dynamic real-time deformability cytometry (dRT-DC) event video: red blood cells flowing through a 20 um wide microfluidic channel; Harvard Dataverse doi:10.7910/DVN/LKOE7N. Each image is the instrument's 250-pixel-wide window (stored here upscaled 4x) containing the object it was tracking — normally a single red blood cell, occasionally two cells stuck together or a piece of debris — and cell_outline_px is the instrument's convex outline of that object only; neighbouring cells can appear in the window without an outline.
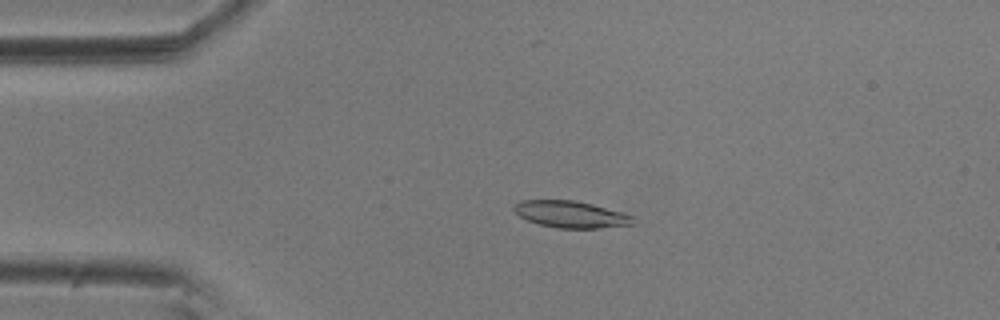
{"species": "common noctule bat (a hibernating species)", "species_latin": "Nyctalus noctula", "temperature_condition": "room temperature", "stored_images_in_passage": 56, "camera_frame_rate_fps": 3000, "um_per_image_px": 0.085, "animal": {"sex": "male", "body_mass_g": 20.5, "forearm_length_mm": 52.5}, "frame": {"image": 1, "passage_image": 12, "time_ms": 3.667, "image_size_px": [1000, 320], "cell_outline_px": [[636, 224], [600, 228], [556, 228], [540, 224], [528, 220], [520, 216], [512, 208], [520, 200], [576, 200], [624, 212], [632, 216]], "centroid_in_image_um": [48.56, 18.22], "position_along_channel_um": 36.4, "area_um2": 18.61}}
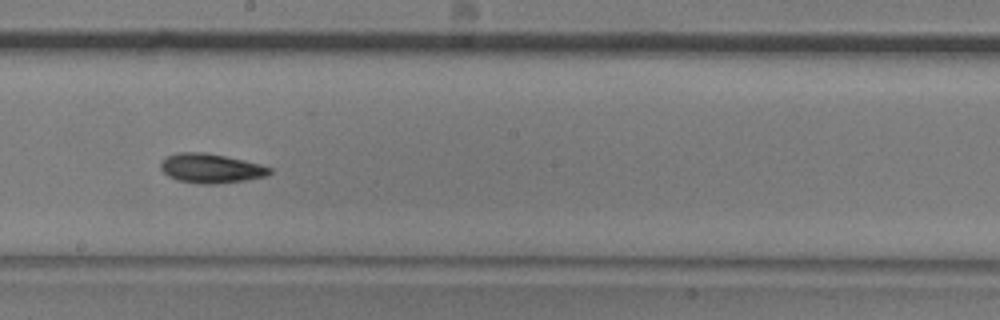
{"frame": {"image": 2, "passage_image": 31, "time_ms": 10.0, "image_size_px": [1000, 320], "cell_outline_px": [[272, 172], [264, 176], [244, 180], [216, 184], [200, 184], [176, 180], [168, 176], [160, 168], [160, 164], [168, 156], [176, 152], [204, 152], [244, 160], [260, 164], [272, 168]], "centroid_in_image_um": [17.9, 14.31], "position_along_channel_um": 230.3, "area_um2": 18.55}}
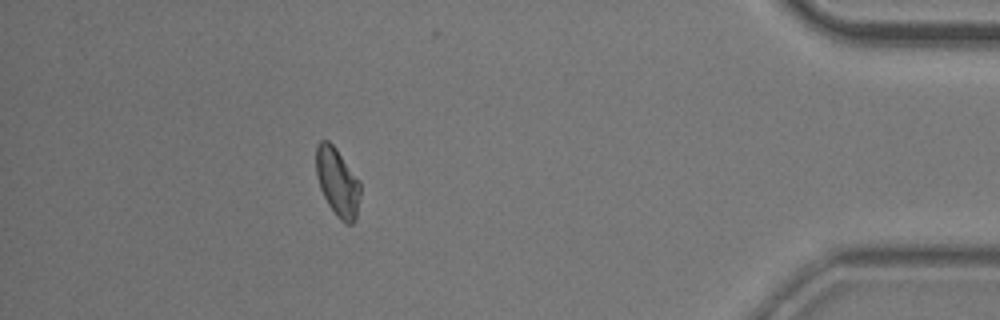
{"frame": {"image": 3, "passage_image": 50, "time_ms": 16.333, "image_size_px": [1000, 320], "cell_outline_px": [[360, 192], [356, 216], [352, 224], [344, 224], [336, 216], [328, 204], [320, 188], [316, 176], [316, 144], [320, 140], [328, 140], [336, 148], [360, 180]], "centroid_in_image_um": [28.68, 15.47], "position_along_channel_um": 406.5, "area_um2": 17.69}, "authors_computed_cell_mechanics": {"area_um2": 17.9469, "velocity_mm_per_s": 3.5926, "shape_relaxation_time_tau1_ms": 5.2487, "shape_relaxation_time_tau2_ms": 10.9441, "deformation_change_tau1": 0.1526, "deformation_change_tau2": 0.1258}}